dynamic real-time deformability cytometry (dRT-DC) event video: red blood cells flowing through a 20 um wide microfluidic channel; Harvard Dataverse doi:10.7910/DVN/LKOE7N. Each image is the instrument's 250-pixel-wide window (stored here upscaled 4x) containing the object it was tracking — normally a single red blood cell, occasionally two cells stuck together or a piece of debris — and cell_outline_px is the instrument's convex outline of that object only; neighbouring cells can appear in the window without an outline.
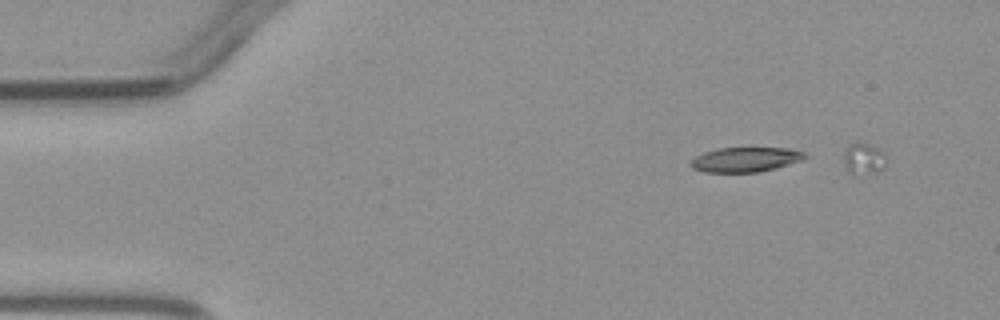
{"species": "common noctule bat (a hibernating species)", "species_latin": "Nyctalus noctula", "temperature_condition": "warm", "stored_images_in_passage": 5, "camera_frame_rate_fps": 3000, "um_per_image_px": 0.085, "animal": {"sex": "male", "body_mass_g": 23.1, "forearm_length_mm": 52.7}, "frame": {"image": 1, "passage_image": 2, "time_ms": 1.0, "image_size_px": [1000, 320], "cell_outline_px": [[808, 156], [800, 160], [776, 168], [756, 172], [704, 172], [692, 168], [688, 164], [696, 156], [704, 152], [716, 148], [788, 148], [804, 152]], "centroid_in_image_um": [63.32, 13.56], "position_along_channel_um": 21.7, "area_um2": 16.36}}
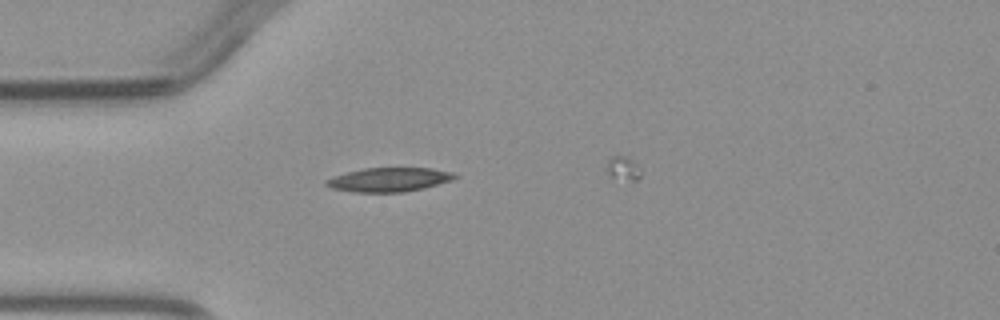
{"frame": {"image": 2, "passage_image": 4, "time_ms": 3.333, "image_size_px": [1000, 320], "cell_outline_px": [[460, 176], [452, 180], [424, 188], [404, 192], [352, 192], [332, 188], [324, 184], [324, 180], [348, 172], [364, 168], [432, 168], [452, 172]], "centroid_in_image_um": [33.09, 15.27], "position_along_channel_um": 51.9, "area_um2": 17.98}}